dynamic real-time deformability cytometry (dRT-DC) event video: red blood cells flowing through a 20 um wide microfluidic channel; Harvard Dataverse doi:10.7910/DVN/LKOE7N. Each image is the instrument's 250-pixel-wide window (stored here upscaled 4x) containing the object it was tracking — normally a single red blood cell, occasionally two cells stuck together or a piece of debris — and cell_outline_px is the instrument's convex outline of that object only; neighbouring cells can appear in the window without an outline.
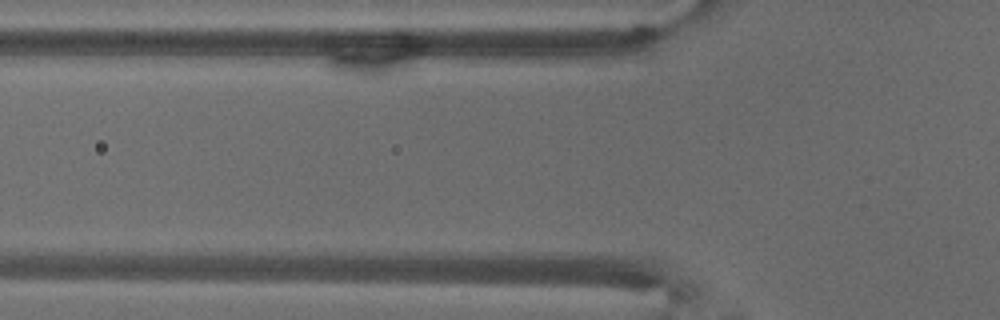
{"species": "common noctule bat (a hibernating species)", "species_latin": "Nyctalus noctula", "temperature_condition": "warm", "stored_images_in_passage": 3, "camera_frame_rate_fps": 3000, "um_per_image_px": 0.085, "animal": {"sex": "male", "body_mass_g": 18.8}, "frame": {"image": 1, "passage_image": 2, "time_ms": 0.333, "image_size_px": [1000, 320], "cell_outline_px": [[576, 44], [564, 56], [472, 64], [424, 56], [424, 52], [428, 44]], "centroid_in_image_um": [42.08, 4.43], "position_along_channel_um": 83.7, "area_um2": 16.59}}